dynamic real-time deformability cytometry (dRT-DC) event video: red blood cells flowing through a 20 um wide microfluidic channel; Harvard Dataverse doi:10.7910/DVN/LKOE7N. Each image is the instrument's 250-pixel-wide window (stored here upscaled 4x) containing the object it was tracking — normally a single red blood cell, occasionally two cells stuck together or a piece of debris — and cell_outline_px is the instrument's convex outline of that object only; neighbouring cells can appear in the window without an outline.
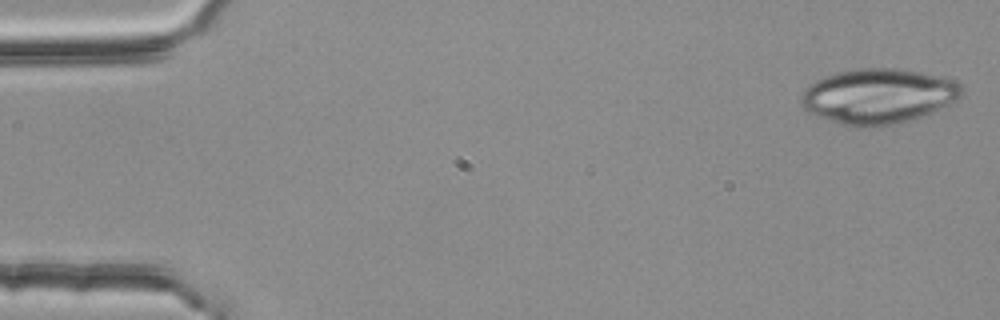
{"species": "common noctule bat (a hibernating species)", "species_latin": "Nyctalus noctula", "temperature_condition": "room temperature", "stored_images_in_passage": 53, "camera_frame_rate_fps": 3000, "um_per_image_px": 0.085, "animal": {"sex": "female", "body_mass_g": 25.1}, "frame": {"image": 1, "passage_image": 1, "time_ms": 0.0, "image_size_px": [1000, 320], "cell_outline_px": [[960, 96], [956, 100], [932, 112], [908, 120], [892, 124], [868, 128], [856, 128], [840, 124], [816, 116], [808, 112], [800, 104], [800, 96], [804, 88], [808, 84], [824, 76], [836, 72], [856, 68], [900, 68], [944, 76], [956, 80], [960, 84]], "centroid_in_image_um": [74.59, 8.16], "position_along_channel_um": 10.4, "area_um2": 52.02}}
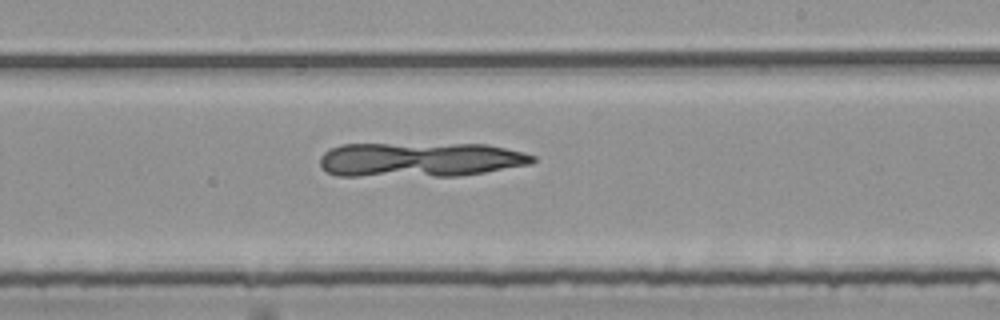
{"frame": {"image": 2, "passage_image": 31, "time_ms": 10.0, "image_size_px": [1000, 320], "cell_outline_px": [[536, 160], [532, 164], [484, 172], [456, 176], [336, 176], [320, 168], [320, 156], [324, 152], [340, 144], [484, 144], [524, 152], [536, 156]], "centroid_in_image_um": [35.68, 13.57], "position_along_channel_um": 253.3, "area_um2": 43.12}}
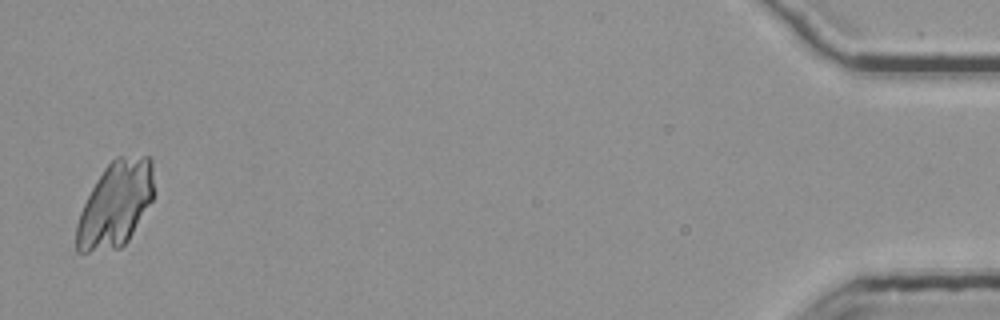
{"frame": {"image": 3, "passage_image": 52, "time_ms": 17.0, "image_size_px": [1000, 320], "cell_outline_px": [[156, 192], [152, 200], [128, 240], [120, 248], [88, 252], [76, 252], [76, 224], [80, 212], [96, 180], [104, 168], [116, 156], [148, 156], [152, 160]], "centroid_in_image_um": [9.84, 17.34], "position_along_channel_um": 425.4, "area_um2": 38.78}}